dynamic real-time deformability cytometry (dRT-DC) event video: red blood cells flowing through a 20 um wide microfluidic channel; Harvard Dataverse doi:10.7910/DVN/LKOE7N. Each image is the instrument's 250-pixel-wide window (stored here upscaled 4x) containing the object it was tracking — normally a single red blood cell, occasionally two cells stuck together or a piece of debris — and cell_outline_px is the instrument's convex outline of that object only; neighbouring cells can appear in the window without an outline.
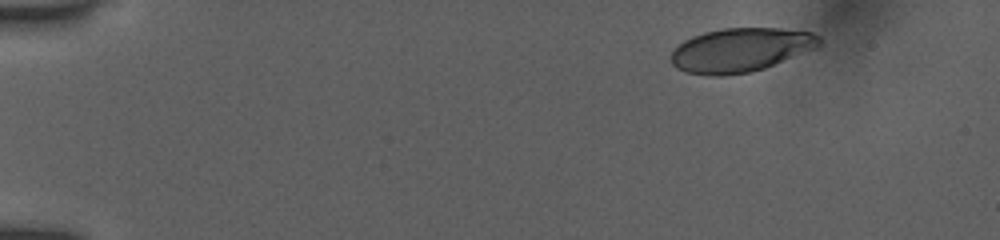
{"species": "human", "species_latin": "Homo sapiens", "temperature_condition": "room temperature", "stored_images_in_passage": 44, "camera_frame_rate_fps": 3000, "um_per_image_px": 0.085, "donor": {"sex": "female"}, "frame": {"image": 1, "passage_image": 1, "time_ms": 0.0, "image_size_px": [1000, 240], "cell_outline_px": [[820, 44], [816, 48], [764, 68], [752, 72], [724, 76], [712, 76], [684, 72], [676, 68], [672, 64], [672, 52], [684, 40], [692, 36], [704, 32], [724, 28], [780, 28], [812, 32], [820, 36]], "centroid_in_image_um": [62.95, 4.25], "position_along_channel_um": 22.1, "area_um2": 37.97}}
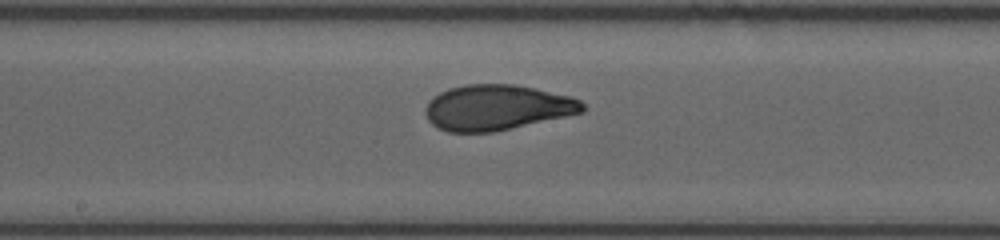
{"frame": {"image": 2, "passage_image": 24, "time_ms": 7.667, "image_size_px": [1000, 240], "cell_outline_px": [[588, 108], [584, 112], [512, 128], [492, 132], [448, 132], [436, 128], [428, 120], [424, 112], [424, 108], [432, 96], [448, 88], [464, 84], [516, 84], [572, 96], [580, 100]], "centroid_in_image_um": [42.23, 9.13], "position_along_channel_um": 206.0, "area_um2": 42.02}}
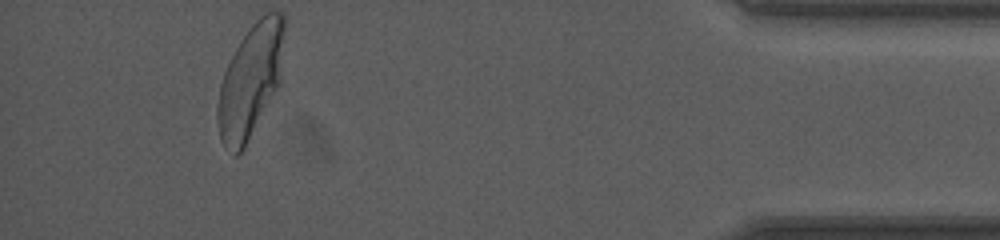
{"frame": {"image": 3, "passage_image": 44, "time_ms": 14.333, "image_size_px": [1000, 240], "cell_outline_px": [[284, 32], [280, 84], [244, 148], [236, 156], [220, 140], [216, 116], [216, 108], [220, 84], [224, 72], [240, 40], [252, 24], [264, 12], [284, 12]], "centroid_in_image_um": [21.29, 6.86], "position_along_channel_um": 413.9, "area_um2": 43.87}, "authors_computed_cell_mechanics": {"area_um2": 41.6738, "velocity_mm_per_s": 3.8971, "shape_relaxation_time_tau1_ms": 5.2684, "shape_relaxation_time_tau2_ms": null, "deformation_change_tau1": 0.1951, "deformation_change_tau2": null}}